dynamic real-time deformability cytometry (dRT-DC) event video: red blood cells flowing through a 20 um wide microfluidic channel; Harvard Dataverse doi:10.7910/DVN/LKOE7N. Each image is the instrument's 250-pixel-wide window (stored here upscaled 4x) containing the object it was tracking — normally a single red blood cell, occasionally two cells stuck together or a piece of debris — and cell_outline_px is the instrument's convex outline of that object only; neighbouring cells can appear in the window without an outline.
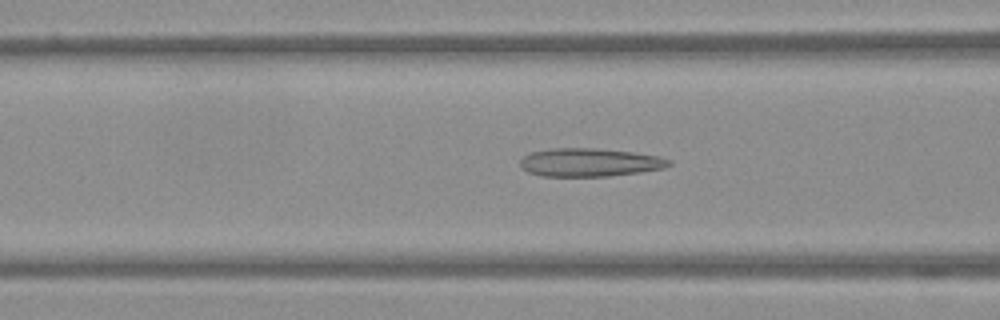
{"species": "Egyptian fruit bat (a non-hibernating species)", "species_latin": "Rousettus aegyptiacus", "temperature_condition": "warm", "stored_images_in_passage": 48, "camera_frame_rate_fps": 3000, "um_per_image_px": 0.085, "frame": {"image": 1, "passage_image": 16, "time_ms": 5.0, "image_size_px": [1000, 320], "cell_outline_px": [[672, 164], [664, 168], [640, 172], [608, 176], [540, 176], [528, 172], [520, 164], [520, 160], [524, 156], [532, 152], [552, 148], [596, 148], [632, 152], [660, 156], [672, 160]], "centroid_in_image_um": [50.15, 13.8], "position_along_channel_um": 116.4, "area_um2": 24.51}}
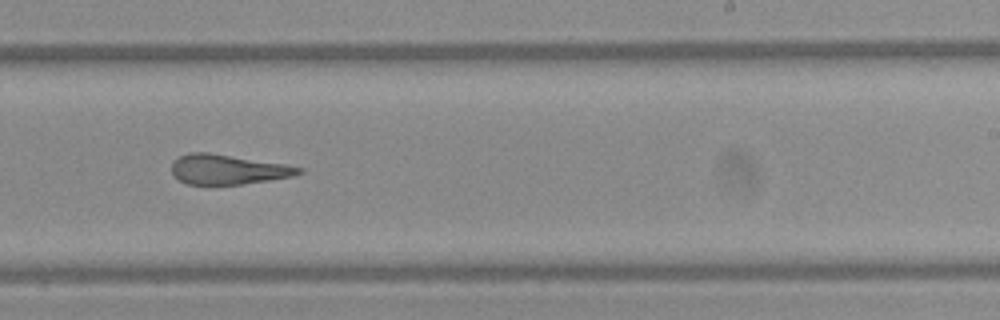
{"frame": {"image": 2, "passage_image": 28, "time_ms": 9.0, "image_size_px": [1000, 320], "cell_outline_px": [[304, 172], [292, 176], [268, 180], [240, 184], [188, 184], [180, 180], [172, 172], [172, 164], [180, 156], [188, 152], [208, 152], [284, 164], [304, 168]], "centroid_in_image_um": [19.38, 14.39], "position_along_channel_um": 269.6, "area_um2": 21.73}}
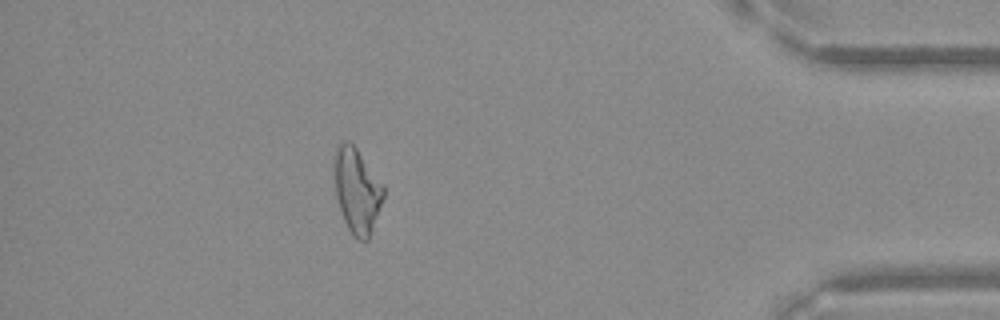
{"frame": {"image": 3, "passage_image": 42, "time_ms": 13.667, "image_size_px": [1000, 320], "cell_outline_px": [[384, 196], [368, 240], [356, 240], [352, 236], [344, 220], [336, 196], [332, 156], [340, 144], [348, 140], [356, 148], [384, 188]], "centroid_in_image_um": [30.3, 16.21], "position_along_channel_um": 404.9, "area_um2": 23.99}}